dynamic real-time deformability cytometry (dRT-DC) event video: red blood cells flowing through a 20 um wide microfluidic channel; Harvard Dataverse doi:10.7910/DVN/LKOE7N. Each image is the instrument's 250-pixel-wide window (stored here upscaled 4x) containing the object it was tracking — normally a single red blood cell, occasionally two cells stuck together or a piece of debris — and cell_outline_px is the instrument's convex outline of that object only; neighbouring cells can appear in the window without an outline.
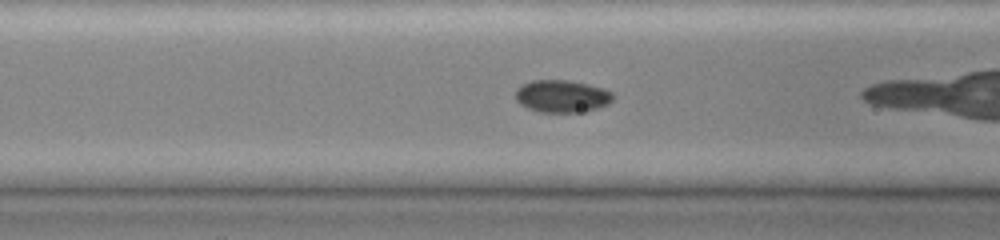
{"species": "common noctule bat (a hibernating species)", "species_latin": "Nyctalus noctula", "temperature_condition": "cold", "stored_images_in_passage": 34, "camera_frame_rate_fps": 3000, "um_per_image_px": 0.085, "animal": {"sex": "female", "body_mass_g": 19.0, "forearm_length_mm": 51.5}, "frame": {"image": 1, "passage_image": 17, "time_ms": 4.667, "image_size_px": [1000, 240], "cell_outline_px": [[612, 100], [608, 104], [584, 112], [540, 112], [528, 108], [520, 104], [516, 100], [516, 88], [520, 84], [532, 80], [568, 80], [588, 84], [604, 88], [612, 92]], "centroid_in_image_um": [47.74, 8.17], "position_along_channel_um": 118.9, "area_um2": 18.5}}
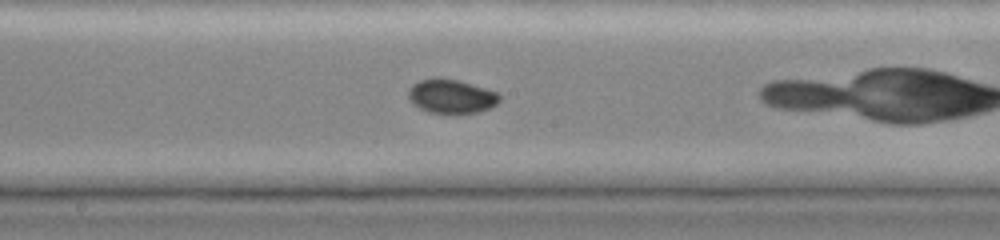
{"frame": {"image": 2, "passage_image": 25, "time_ms": 7.0, "image_size_px": [1000, 240], "cell_outline_px": [[500, 100], [496, 104], [480, 112], [428, 112], [412, 104], [408, 96], [408, 88], [412, 84], [420, 80], [436, 76], [440, 76], [460, 80], [500, 92]], "centroid_in_image_um": [38.35, 8.14], "position_along_channel_um": 209.8, "area_um2": 18.32}}
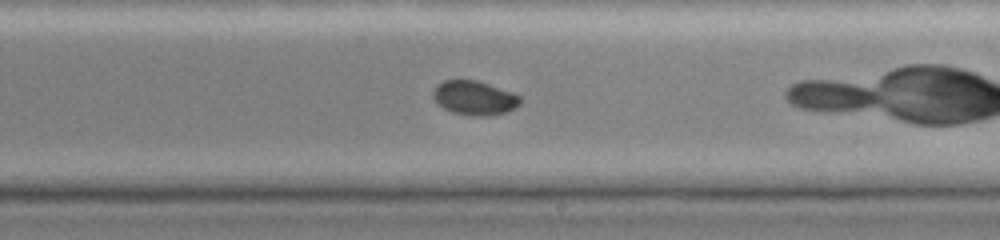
{"frame": {"image": 3, "passage_image": 29, "time_ms": 8.0, "image_size_px": [1000, 240], "cell_outline_px": [[520, 104], [516, 108], [508, 112], [488, 116], [472, 116], [452, 112], [444, 108], [432, 96], [432, 92], [436, 84], [444, 80], [476, 80], [512, 92], [520, 96]], "centroid_in_image_um": [40.33, 8.33], "position_along_channel_um": 248.7, "area_um2": 17.4}}